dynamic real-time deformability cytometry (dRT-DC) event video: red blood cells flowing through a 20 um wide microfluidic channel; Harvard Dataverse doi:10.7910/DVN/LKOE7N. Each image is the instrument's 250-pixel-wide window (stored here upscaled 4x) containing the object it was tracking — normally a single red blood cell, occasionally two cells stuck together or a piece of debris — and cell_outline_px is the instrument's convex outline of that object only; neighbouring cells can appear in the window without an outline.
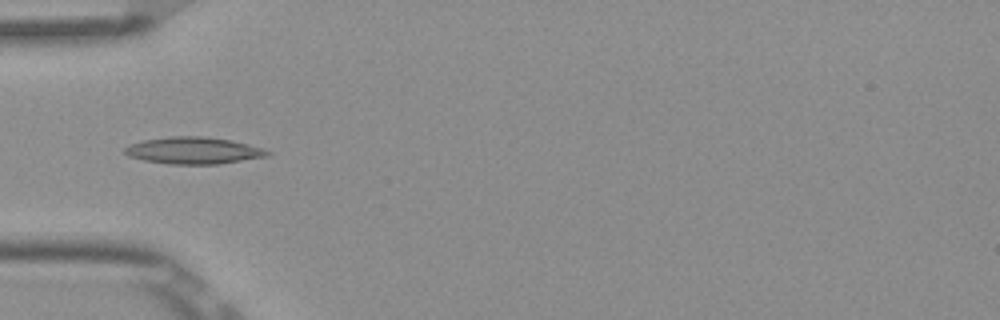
{"species": "Egyptian fruit bat (a non-hibernating species)", "species_latin": "Rousettus aegyptiacus", "temperature_condition": "room temperature", "stored_images_in_passage": 4, "camera_frame_rate_fps": 3000, "um_per_image_px": 0.085, "frame": {"image": 1, "passage_image": 4, "time_ms": 1.0, "image_size_px": [1000, 320], "cell_outline_px": [[272, 152], [268, 156], [220, 164], [168, 164], [144, 160], [128, 156], [124, 152], [124, 148], [128, 144], [144, 140], [172, 136], [200, 136], [232, 140], [264, 148]], "centroid_in_image_um": [16.46, 12.79], "position_along_channel_um": 68.5, "area_um2": 22.43}}